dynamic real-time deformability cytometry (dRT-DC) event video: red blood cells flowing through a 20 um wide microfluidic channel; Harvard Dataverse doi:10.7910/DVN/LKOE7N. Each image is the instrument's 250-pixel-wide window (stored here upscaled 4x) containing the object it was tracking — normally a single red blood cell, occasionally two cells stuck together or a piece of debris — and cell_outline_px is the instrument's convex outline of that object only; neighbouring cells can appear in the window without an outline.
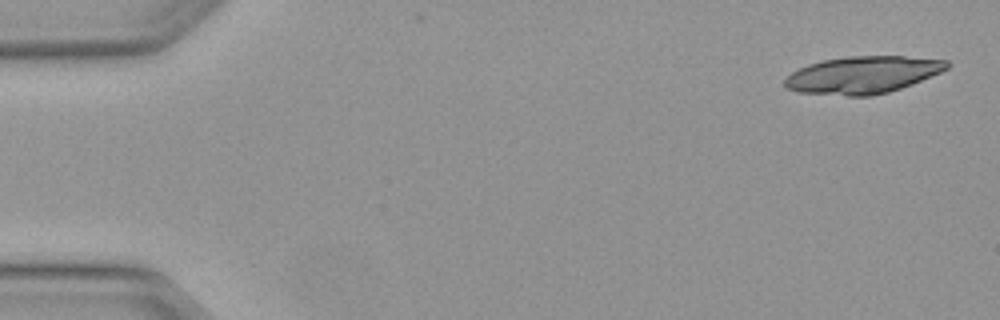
{"species": "Egyptian fruit bat (a non-hibernating species)", "species_latin": "Rousettus aegyptiacus", "temperature_condition": "warm", "stored_images_in_passage": 2, "camera_frame_rate_fps": 3000, "um_per_image_px": 0.085, "animal": {"sex": "female"}, "frame": {"image": 1, "passage_image": 1, "time_ms": 0.0, "image_size_px": [1000, 320], "cell_outline_px": [[952, 64], [948, 68], [940, 72], [912, 84], [888, 92], [872, 96], [848, 96], [796, 92], [788, 88], [784, 84], [784, 80], [792, 72], [808, 64], [824, 60], [848, 56], [904, 56], [948, 60]], "centroid_in_image_um": [73.34, 6.36], "position_along_channel_um": 11.7, "area_um2": 35.14}}